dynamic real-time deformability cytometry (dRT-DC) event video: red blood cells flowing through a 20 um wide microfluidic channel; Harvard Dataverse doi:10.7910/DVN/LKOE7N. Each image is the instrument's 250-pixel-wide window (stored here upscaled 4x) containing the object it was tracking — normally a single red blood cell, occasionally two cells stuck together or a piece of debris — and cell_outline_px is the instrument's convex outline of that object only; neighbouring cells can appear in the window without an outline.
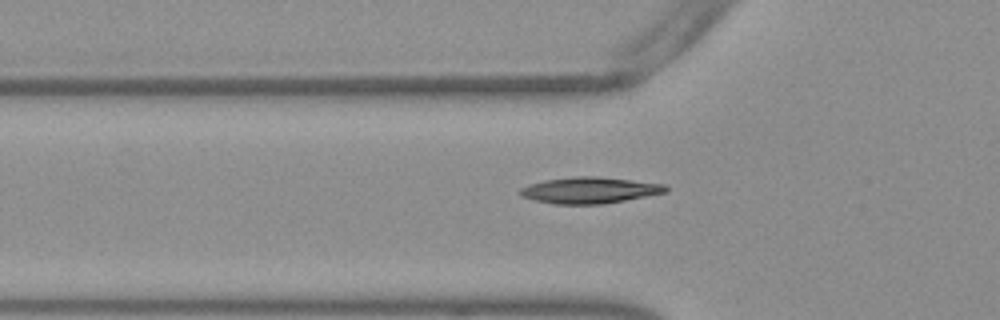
{"species": "Egyptian fruit bat (a non-hibernating species)", "species_latin": "Rousettus aegyptiacus", "temperature_condition": "warm", "stored_images_in_passage": 53, "camera_frame_rate_fps": 3000, "um_per_image_px": 0.085, "frame": {"image": 1, "passage_image": 18, "time_ms": 5.667, "image_size_px": [1000, 320], "cell_outline_px": [[668, 192], [604, 204], [552, 204], [520, 196], [520, 188], [544, 180], [576, 176], [596, 176], [664, 184], [668, 188]], "centroid_in_image_um": [50.13, 16.17], "position_along_channel_um": 75.7, "area_um2": 22.14}}
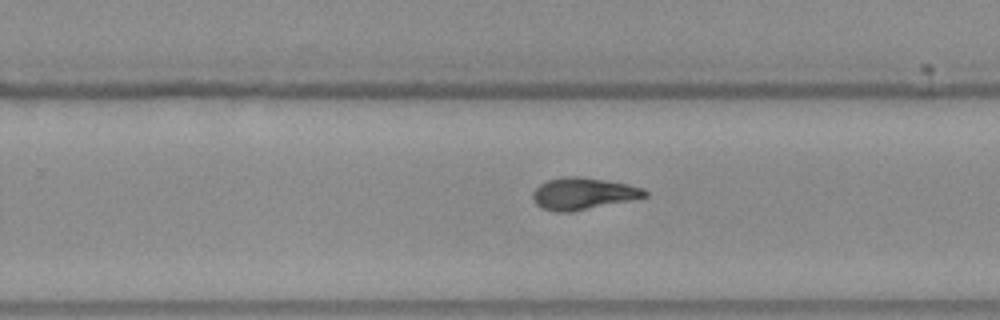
{"frame": {"image": 2, "passage_image": 34, "time_ms": 11.0, "image_size_px": [1000, 320], "cell_outline_px": [[648, 196], [632, 200], [572, 212], [552, 212], [540, 208], [532, 200], [532, 192], [540, 184], [548, 180], [564, 176], [576, 176], [604, 180], [628, 184], [644, 188], [648, 192]], "centroid_in_image_um": [49.54, 16.47], "position_along_channel_um": 280.3, "area_um2": 21.04}}
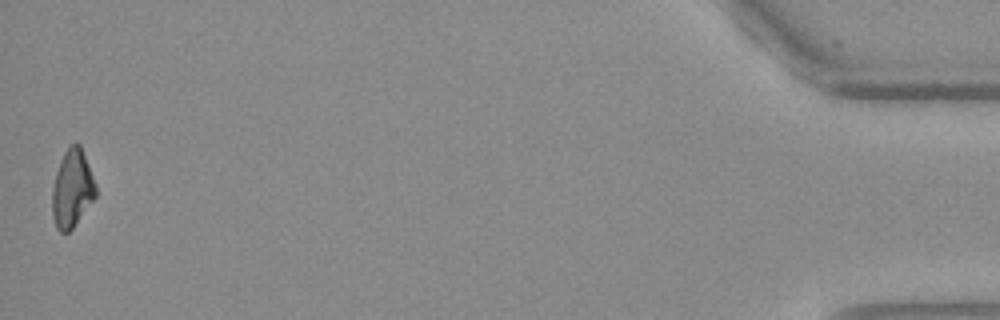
{"frame": {"image": 3, "passage_image": 53, "time_ms": 17.333, "image_size_px": [1000, 320], "cell_outline_px": [[96, 196], [72, 228], [68, 232], [60, 232], [56, 228], [52, 216], [52, 188], [56, 172], [60, 160], [64, 152], [72, 144], [80, 144], [96, 184]], "centroid_in_image_um": [6.12, 16.04], "position_along_channel_um": 429.1, "area_um2": 19.54}, "authors_computed_cell_mechanics": {"area_um2": 20.2878, "velocity_mm_per_s": 3.8125, "shape_relaxation_time_tau1_ms": 6.2497, "shape_relaxation_time_tau2_ms": 1.9436, "deformation_change_tau1": 0.2137, "deformation_change_tau2": 0.0755}}